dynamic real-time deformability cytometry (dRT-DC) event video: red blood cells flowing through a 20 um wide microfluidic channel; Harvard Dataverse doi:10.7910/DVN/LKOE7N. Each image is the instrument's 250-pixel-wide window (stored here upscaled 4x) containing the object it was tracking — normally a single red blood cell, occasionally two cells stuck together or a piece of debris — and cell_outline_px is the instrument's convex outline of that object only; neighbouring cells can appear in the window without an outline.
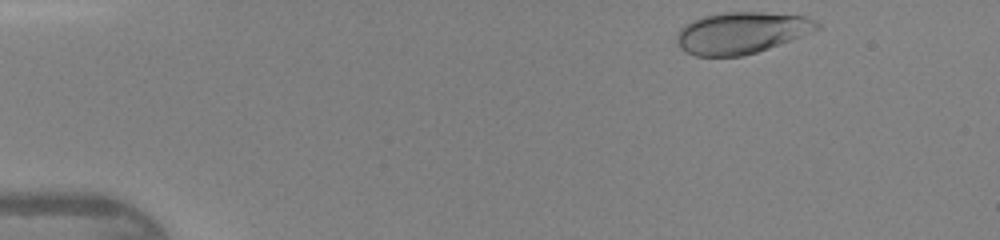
{"species": "human", "species_latin": "Homo sapiens", "temperature_condition": "warm", "stored_images_in_passage": 36, "camera_frame_rate_fps": 3000, "um_per_image_px": 0.085, "donor": {"sex": "female"}, "frame": {"image": 1, "passage_image": 1, "time_ms": 0.0, "image_size_px": [1000, 240], "cell_outline_px": [[820, 28], [800, 36], [768, 48], [756, 52], [740, 56], [696, 56], [680, 48], [676, 44], [676, 36], [680, 28], [692, 20], [704, 16], [724, 12], [760, 12], [804, 16], [816, 20], [820, 24]], "centroid_in_image_um": [62.98, 2.78], "position_along_channel_um": 22.0, "area_um2": 33.7}}
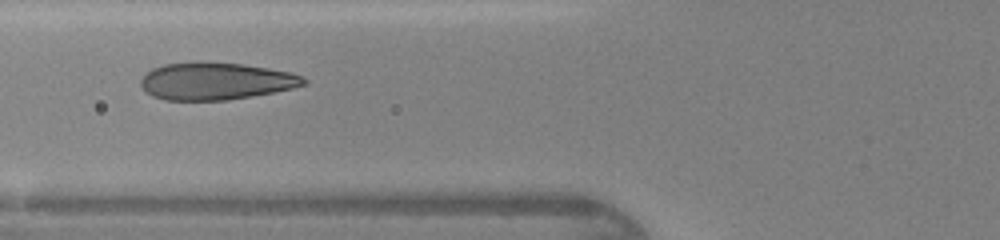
{"frame": {"image": 2, "passage_image": 13, "time_ms": 4.0, "image_size_px": [1000, 240], "cell_outline_px": [[308, 80], [304, 84], [292, 88], [252, 96], [228, 100], [164, 100], [152, 96], [140, 84], [140, 80], [152, 68], [164, 64], [244, 64], [268, 68], [288, 72], [300, 76]], "centroid_in_image_um": [18.34, 6.93], "position_along_channel_um": 107.5, "area_um2": 34.33}}
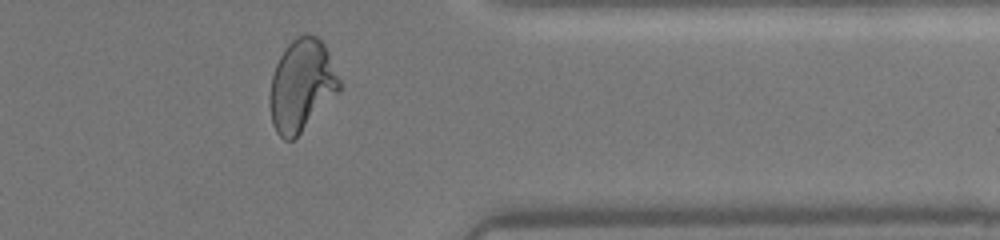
{"frame": {"image": 3, "passage_image": 32, "time_ms": 10.333, "image_size_px": [1000, 240], "cell_outline_px": [[340, 92], [292, 140], [284, 140], [276, 132], [272, 124], [268, 104], [268, 96], [272, 76], [276, 64], [280, 56], [288, 44], [296, 36], [316, 36], [324, 44], [328, 52], [340, 80]], "centroid_in_image_um": [25.61, 7.28], "position_along_channel_um": 385.8, "area_um2": 37.11}}